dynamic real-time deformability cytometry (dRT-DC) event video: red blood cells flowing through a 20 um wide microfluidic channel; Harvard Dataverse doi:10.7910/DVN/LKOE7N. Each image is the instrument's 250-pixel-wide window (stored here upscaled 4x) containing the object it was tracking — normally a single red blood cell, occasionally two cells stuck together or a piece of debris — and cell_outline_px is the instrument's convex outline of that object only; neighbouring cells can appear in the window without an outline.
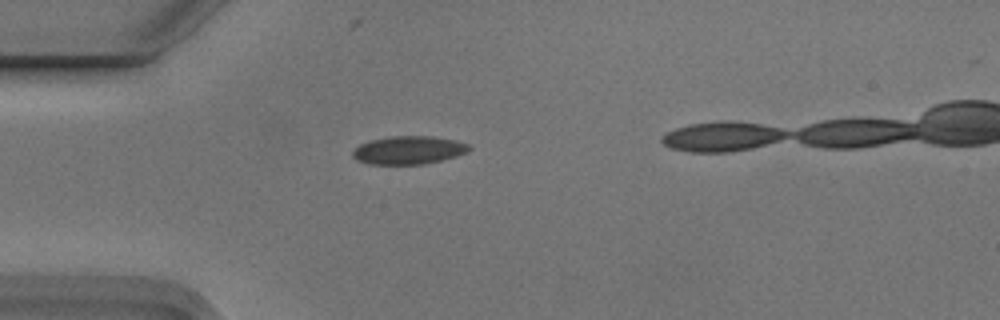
{"species": "Egyptian fruit bat (a non-hibernating species)", "species_latin": "Rousettus aegyptiacus", "temperature_condition": "cold", "stored_images_in_passage": 2, "camera_frame_rate_fps": 3000, "um_per_image_px": 0.085, "animal": {"sex": "male"}, "frame": {"image": 1, "passage_image": 1, "time_ms": 0.0, "image_size_px": [1000, 320], "cell_outline_px": [[472, 148], [468, 152], [456, 156], [424, 164], [368, 164], [356, 160], [352, 156], [352, 152], [360, 144], [372, 140], [392, 136], [432, 136], [456, 140], [468, 144]], "centroid_in_image_um": [34.75, 12.76], "position_along_channel_um": 50.3, "area_um2": 19.07}}